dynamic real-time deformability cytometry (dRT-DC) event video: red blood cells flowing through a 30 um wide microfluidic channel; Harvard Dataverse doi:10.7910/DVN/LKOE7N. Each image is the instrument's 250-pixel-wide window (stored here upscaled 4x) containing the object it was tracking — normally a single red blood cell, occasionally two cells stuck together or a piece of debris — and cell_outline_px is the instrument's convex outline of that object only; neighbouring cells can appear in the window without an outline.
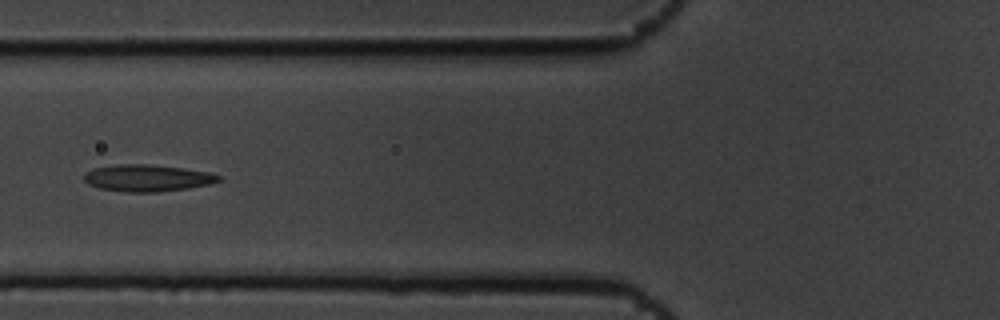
{"species": "common noctule bat (a hibernating species)", "species_latin": "Nyctalus noctula", "temperature_condition": "cold", "stored_images_in_passage": 10, "camera_frame_rate_fps": 3000, "um_per_image_px": 0.085, "animal": {"sex": "male", "body_mass_g": 19.5, "forearm_length_mm": 54.6}, "frame": {"image": 1, "passage_image": 5, "time_ms": 1.333, "image_size_px": [1000, 320], "cell_outline_px": [[220, 180], [212, 184], [188, 188], [156, 192], [128, 192], [100, 188], [88, 184], [84, 180], [84, 172], [92, 168], [116, 164], [148, 164], [184, 168], [208, 172], [220, 176]], "centroid_in_image_um": [12.5, 15.12], "position_along_channel_um": 113.3, "area_um2": 21.1}}
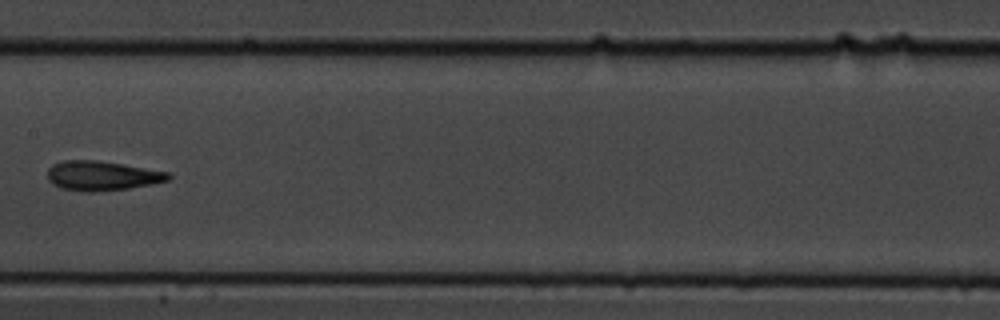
{"frame": {"image": 2, "passage_image": 7, "time_ms": 2.0, "image_size_px": [1000, 320], "cell_outline_px": [[172, 176], [168, 180], [152, 184], [128, 188], [92, 192], [84, 192], [60, 188], [52, 184], [48, 180], [48, 168], [52, 164], [64, 160], [96, 160], [168, 172]], "centroid_in_image_um": [8.62, 14.94], "position_along_channel_um": 198.8, "area_um2": 20.69}}
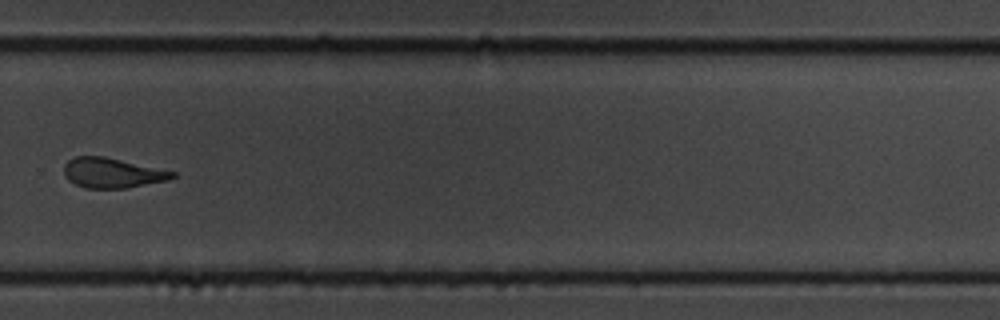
{"frame": {"image": 3, "passage_image": 10, "time_ms": 3.0, "image_size_px": [1000, 320], "cell_outline_px": [[176, 176], [168, 180], [128, 188], [84, 188], [68, 180], [64, 176], [64, 164], [68, 160], [76, 156], [104, 156], [176, 172]], "centroid_in_image_um": [9.52, 14.7], "position_along_channel_um": 320.3, "area_um2": 18.96}}